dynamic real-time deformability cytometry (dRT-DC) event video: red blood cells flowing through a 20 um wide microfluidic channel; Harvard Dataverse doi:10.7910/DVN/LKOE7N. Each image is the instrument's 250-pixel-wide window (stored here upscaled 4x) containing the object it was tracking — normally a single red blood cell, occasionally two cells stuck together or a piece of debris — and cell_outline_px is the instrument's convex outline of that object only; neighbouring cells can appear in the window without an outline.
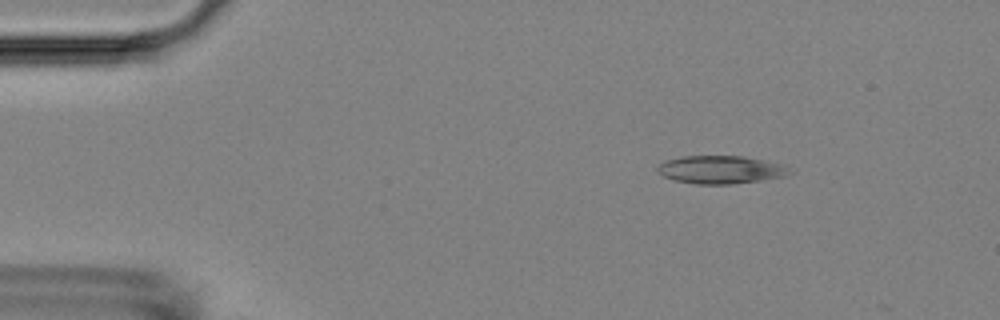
{"species": "Egyptian fruit bat (a non-hibernating species)", "species_latin": "Rousettus aegyptiacus", "temperature_condition": "room temperature", "stored_images_in_passage": 50, "camera_frame_rate_fps": 3000, "um_per_image_px": 0.085, "animal": {"sex": "female"}, "frame": {"image": 1, "passage_image": 4, "time_ms": 1.0, "image_size_px": [1000, 320], "cell_outline_px": [[792, 172], [784, 176], [760, 180], [732, 184], [696, 184], [672, 180], [664, 176], [656, 168], [664, 160], [684, 156], [744, 156], [788, 164]], "centroid_in_image_um": [61.3, 14.41], "position_along_channel_um": 23.7, "area_um2": 21.73}}
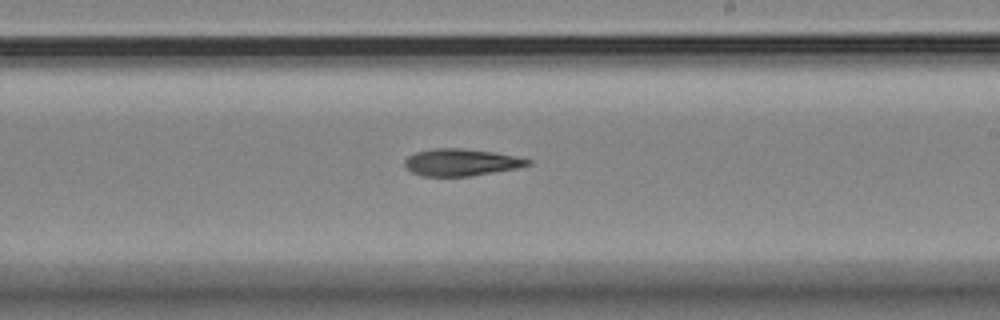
{"frame": {"image": 2, "passage_image": 28, "time_ms": 9.0, "image_size_px": [1000, 320], "cell_outline_px": [[532, 164], [516, 168], [468, 176], [420, 176], [404, 168], [404, 160], [408, 156], [416, 152], [432, 148], [460, 148], [492, 152], [516, 156], [532, 160]], "centroid_in_image_um": [39.14, 13.79], "position_along_channel_um": 249.9, "area_um2": 19.36}}
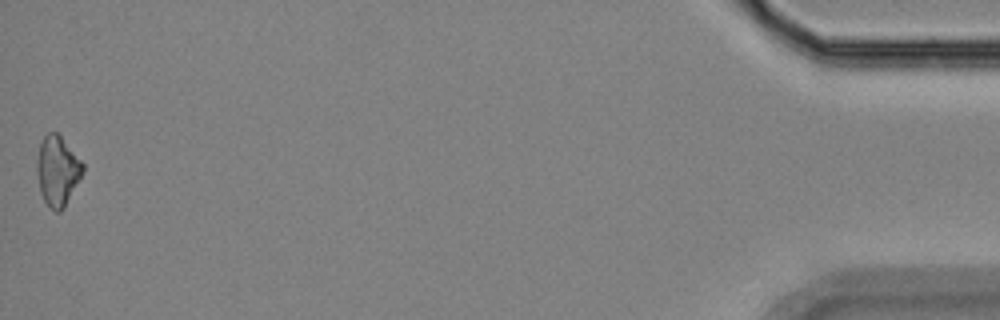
{"frame": {"image": 3, "passage_image": 50, "time_ms": 16.333, "image_size_px": [1000, 320], "cell_outline_px": [[84, 172], [64, 208], [60, 212], [56, 212], [44, 200], [40, 192], [36, 172], [36, 164], [40, 144], [44, 136], [48, 132], [56, 132], [60, 136], [84, 164]], "centroid_in_image_um": [4.88, 14.53], "position_along_channel_um": 430.3, "area_um2": 18.55}, "authors_computed_cell_mechanics": {"area_um2": 19.7387, "velocity_mm_per_s": 3.7041, "shape_relaxation_time_tau1_ms": 11.1887, "shape_relaxation_time_tau2_ms": null, "deformation_change_tau1": 0.2073, "deformation_change_tau2": null}}